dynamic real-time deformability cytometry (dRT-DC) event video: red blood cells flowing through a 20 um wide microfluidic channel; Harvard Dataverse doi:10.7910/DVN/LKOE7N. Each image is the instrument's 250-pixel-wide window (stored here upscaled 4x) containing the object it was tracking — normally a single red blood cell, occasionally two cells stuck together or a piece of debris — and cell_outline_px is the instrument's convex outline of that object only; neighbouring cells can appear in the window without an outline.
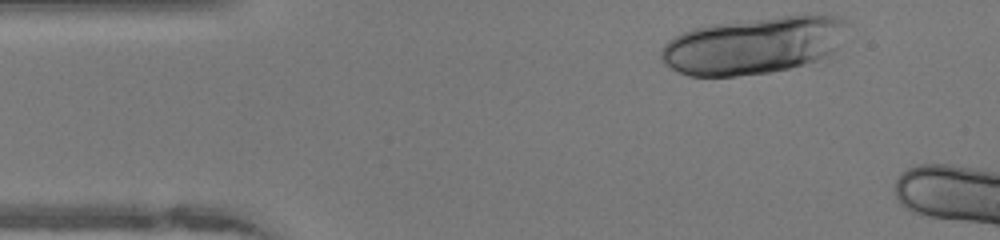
{"species": "human", "species_latin": "Homo sapiens", "temperature_condition": "warm", "stored_images_in_passage": 8, "camera_frame_rate_fps": 3000, "um_per_image_px": 0.085, "donor": {"sex": "female"}, "frame": {"image": 1, "passage_image": 1, "time_ms": 0.0, "image_size_px": [1000, 240], "cell_outline_px": [[844, 20], [832, 52], [828, 56], [804, 64], [788, 68], [768, 72], [736, 76], [688, 76], [664, 64], [660, 60], [660, 48], [668, 40], [692, 28], [712, 24], [784, 16], [836, 16]], "centroid_in_image_um": [63.89, 3.88], "position_along_channel_um": 21.1, "area_um2": 60.57}}